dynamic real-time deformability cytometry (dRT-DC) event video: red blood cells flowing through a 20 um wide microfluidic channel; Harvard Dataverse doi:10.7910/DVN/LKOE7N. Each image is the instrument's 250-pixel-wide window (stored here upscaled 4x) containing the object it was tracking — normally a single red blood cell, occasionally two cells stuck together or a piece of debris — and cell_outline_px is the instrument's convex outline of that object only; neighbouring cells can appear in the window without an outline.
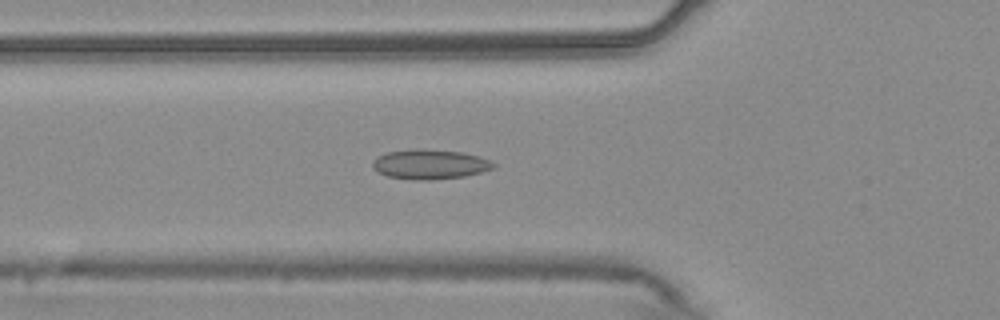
{"species": "common noctule bat (a hibernating species)", "species_latin": "Nyctalus noctula", "temperature_condition": "warm", "stored_images_in_passage": 54, "camera_frame_rate_fps": 3000, "um_per_image_px": 0.085, "animal": {"sex": "male", "body_mass_g": 20.4}, "frame": {"image": 1, "passage_image": 19, "time_ms": 6.0, "image_size_px": [1000, 320], "cell_outline_px": [[496, 168], [464, 176], [428, 180], [412, 180], [388, 176], [372, 168], [372, 164], [376, 156], [388, 152], [416, 148], [420, 148], [460, 152], [476, 156], [488, 160], [496, 164]], "centroid_in_image_um": [36.51, 13.96], "position_along_channel_um": 89.3, "area_um2": 20.81}}
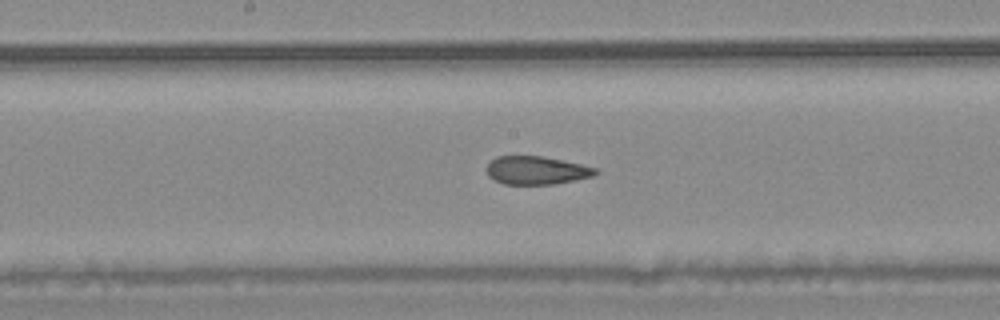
{"frame": {"image": 2, "passage_image": 28, "time_ms": 9.0, "image_size_px": [1000, 320], "cell_outline_px": [[600, 172], [592, 176], [576, 180], [556, 184], [504, 184], [488, 176], [488, 164], [496, 156], [544, 156], [580, 164], [596, 168]], "centroid_in_image_um": [45.63, 14.48], "position_along_channel_um": 202.6, "area_um2": 17.8}}
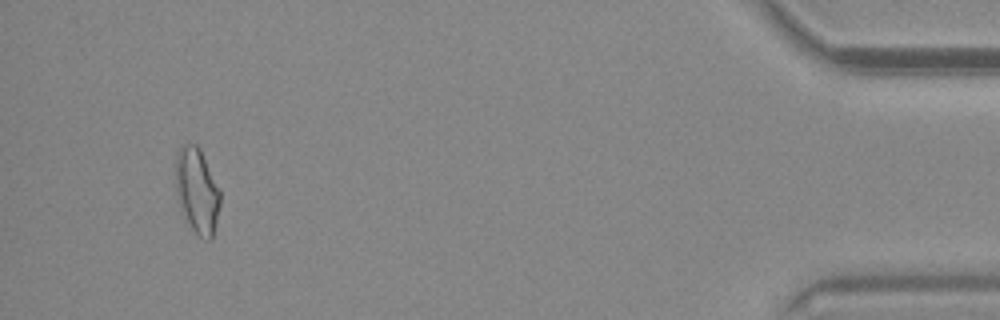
{"frame": {"image": 3, "passage_image": 51, "time_ms": 16.667, "image_size_px": [1000, 320], "cell_outline_px": [[220, 204], [216, 224], [212, 240], [208, 240], [200, 236], [192, 228], [176, 196], [176, 152], [180, 144], [196, 144], [200, 148], [220, 188]], "centroid_in_image_um": [16.76, 16.15], "position_along_channel_um": 418.4, "area_um2": 22.08}, "authors_computed_cell_mechanics": {"area_um2": 19.9988, "velocity_mm_per_s": 3.7609, "shape_relaxation_time_tau1_ms": null, "shape_relaxation_time_tau2_ms": 1.7271, "deformation_change_tau1": null, "deformation_change_tau2": 0.0989}}